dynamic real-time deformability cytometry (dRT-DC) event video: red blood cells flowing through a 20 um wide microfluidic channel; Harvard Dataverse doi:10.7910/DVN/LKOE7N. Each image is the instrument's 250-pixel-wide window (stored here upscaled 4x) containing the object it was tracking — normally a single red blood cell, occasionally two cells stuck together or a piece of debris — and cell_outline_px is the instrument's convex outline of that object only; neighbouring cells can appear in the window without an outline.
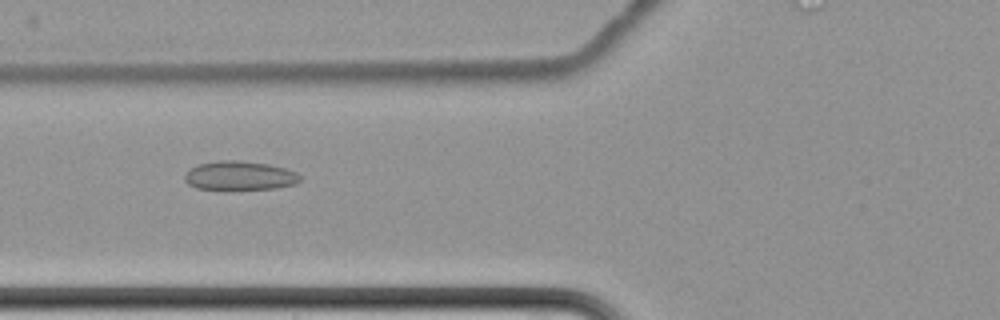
{"species": "common noctule bat (a hibernating species)", "species_latin": "Nyctalus noctula", "temperature_condition": "cold", "stored_images_in_passage": 6, "camera_frame_rate_fps": 3000, "um_per_image_px": 0.085, "animal": {"sex": "female", "body_mass_g": 22.7, "forearm_length_mm": 54.2}, "frame": {"image": 1, "passage_image": 4, "time_ms": 4.667, "image_size_px": [1000, 320], "cell_outline_px": [[300, 180], [296, 184], [276, 188], [196, 188], [188, 184], [184, 180], [184, 176], [196, 164], [220, 160], [236, 160], [268, 164], [284, 168], [296, 172], [300, 176]], "centroid_in_image_um": [20.37, 14.91], "position_along_channel_um": 105.4, "area_um2": 19.07}}
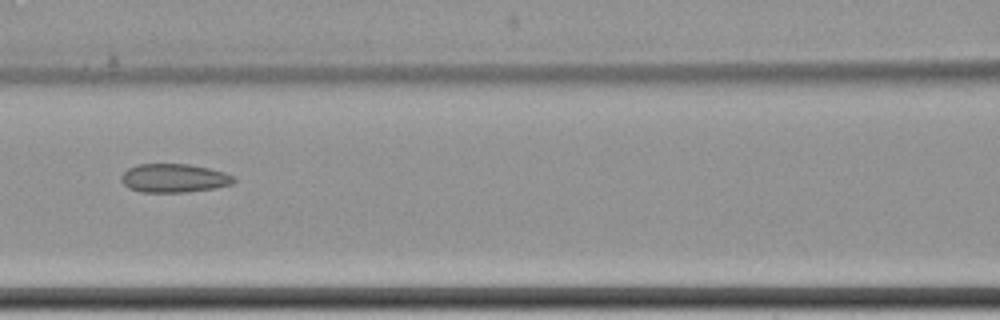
{"frame": {"image": 2, "passage_image": 5, "time_ms": 6.0, "image_size_px": [1000, 320], "cell_outline_px": [[236, 180], [232, 184], [216, 188], [188, 192], [140, 192], [128, 188], [120, 180], [120, 176], [128, 168], [140, 164], [188, 164], [208, 168], [224, 172], [236, 176]], "centroid_in_image_um": [14.8, 15.15], "position_along_channel_um": 151.8, "area_um2": 18.96}}
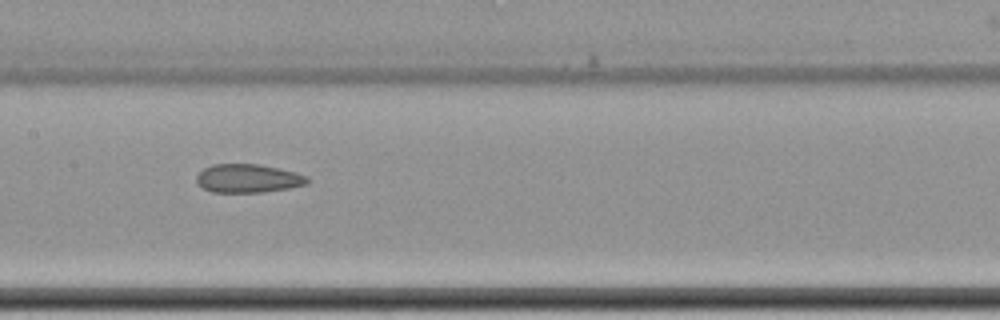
{"frame": {"image": 3, "passage_image": 6, "time_ms": 7.0, "image_size_px": [1000, 320], "cell_outline_px": [[308, 184], [288, 188], [264, 192], [212, 192], [204, 188], [196, 180], [196, 176], [204, 168], [212, 164], [260, 164], [296, 172], [308, 176]], "centroid_in_image_um": [21.1, 15.16], "position_along_channel_um": 186.3, "area_um2": 18.38}}